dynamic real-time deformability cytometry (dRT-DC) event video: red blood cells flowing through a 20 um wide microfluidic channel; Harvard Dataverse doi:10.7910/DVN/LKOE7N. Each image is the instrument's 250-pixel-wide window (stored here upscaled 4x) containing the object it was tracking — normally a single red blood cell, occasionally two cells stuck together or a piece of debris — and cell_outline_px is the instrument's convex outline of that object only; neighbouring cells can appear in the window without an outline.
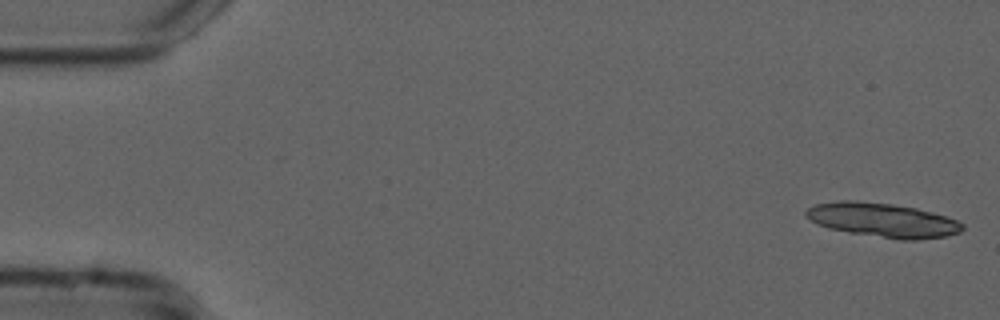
{"species": "common noctule bat (a hibernating species)", "species_latin": "Nyctalus noctula", "temperature_condition": "cold", "stored_images_in_passage": 15, "camera_frame_rate_fps": 3000, "um_per_image_px": 0.085, "animal": {"sex": "male", "forearm_length_mm": 52.5}, "frame": {"image": 1, "passage_image": 1, "time_ms": 0.0, "image_size_px": [1000, 320], "cell_outline_px": [[964, 228], [960, 232], [944, 236], [916, 240], [900, 240], [848, 232], [828, 228], [816, 224], [804, 216], [804, 212], [808, 208], [816, 204], [840, 200], [856, 200], [892, 204], [916, 208], [948, 216], [964, 224]], "centroid_in_image_um": [75.01, 18.7], "position_along_channel_um": 10.0, "area_um2": 31.33}}